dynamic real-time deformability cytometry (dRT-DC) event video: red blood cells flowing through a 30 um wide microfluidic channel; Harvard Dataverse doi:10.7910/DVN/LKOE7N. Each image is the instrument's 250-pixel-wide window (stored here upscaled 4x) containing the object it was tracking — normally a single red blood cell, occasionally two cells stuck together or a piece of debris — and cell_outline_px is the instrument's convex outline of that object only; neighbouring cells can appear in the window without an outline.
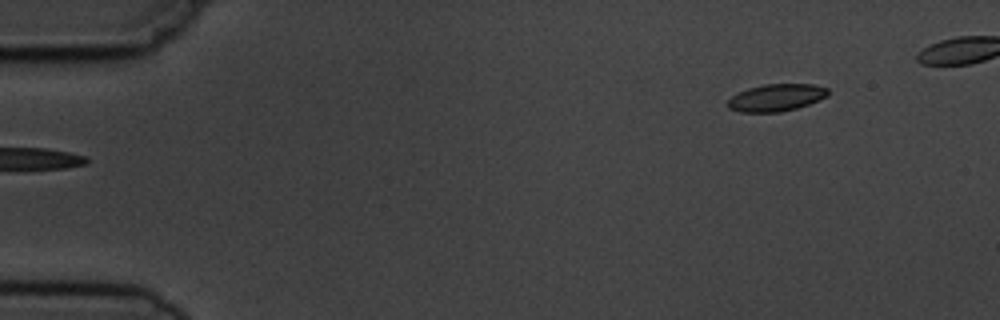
{"species": "common noctule bat (a hibernating species)", "species_latin": "Nyctalus noctula", "temperature_condition": "cold", "stored_images_in_passage": 2, "camera_frame_rate_fps": 3000, "um_per_image_px": 0.085, "animal": {"sex": "male", "body_mass_g": 19.5, "forearm_length_mm": 54.6}, "frame": {"image": 1, "passage_image": 2, "time_ms": 1.333, "image_size_px": [1000, 320], "cell_outline_px": [[828, 96], [820, 100], [796, 108], [780, 112], [740, 112], [728, 108], [724, 104], [732, 96], [748, 88], [764, 84], [812, 84], [828, 88]], "centroid_in_image_um": [65.96, 8.3], "position_along_channel_um": 19.0, "area_um2": 15.95}}